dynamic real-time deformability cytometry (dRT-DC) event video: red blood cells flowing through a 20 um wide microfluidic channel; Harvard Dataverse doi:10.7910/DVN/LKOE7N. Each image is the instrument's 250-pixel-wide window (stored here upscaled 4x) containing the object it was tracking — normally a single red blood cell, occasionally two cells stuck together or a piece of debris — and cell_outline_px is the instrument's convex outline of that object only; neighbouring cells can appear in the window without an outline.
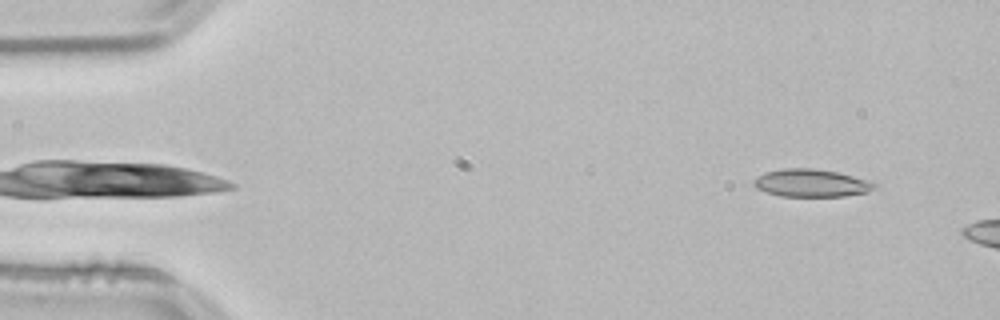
{"species": "common noctule bat (a hibernating species)", "species_latin": "Nyctalus noctula", "temperature_condition": "room temperature", "stored_images_in_passage": 7, "camera_frame_rate_fps": 3000, "um_per_image_px": 0.085, "animal": {"sex": "male", "body_mass_g": 21.5, "forearm_length_mm": 52.0}, "frame": {"image": 1, "passage_image": 2, "time_ms": 0.333, "image_size_px": [1000, 320], "cell_outline_px": [[876, 188], [868, 192], [844, 196], [780, 196], [756, 188], [752, 184], [752, 180], [756, 176], [764, 172], [780, 168], [816, 168], [840, 172], [872, 180], [876, 184]], "centroid_in_image_um": [68.97, 15.54], "position_along_channel_um": 16.0, "area_um2": 19.94}}